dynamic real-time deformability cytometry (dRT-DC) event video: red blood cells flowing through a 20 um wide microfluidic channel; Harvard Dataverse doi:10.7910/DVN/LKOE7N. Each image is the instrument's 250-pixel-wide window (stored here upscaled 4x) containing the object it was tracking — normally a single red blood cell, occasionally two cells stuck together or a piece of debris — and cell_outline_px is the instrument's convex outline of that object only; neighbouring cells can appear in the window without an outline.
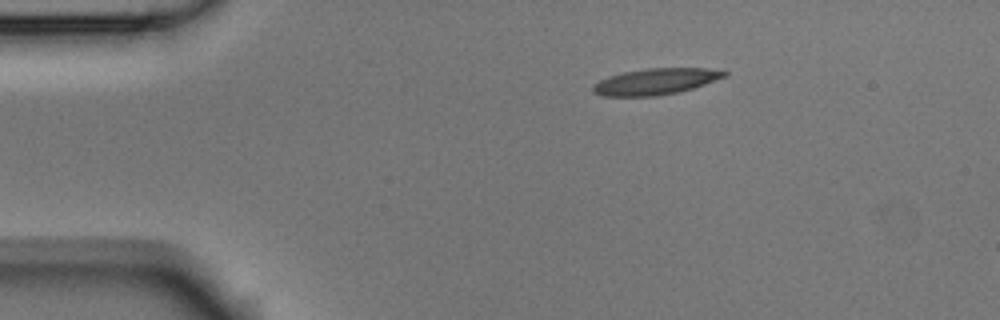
{"species": "Egyptian fruit bat (a non-hibernating species)", "species_latin": "Rousettus aegyptiacus", "temperature_condition": "room temperature", "stored_images_in_passage": 3, "camera_frame_rate_fps": 3000, "um_per_image_px": 0.085, "animal": {"sex": "male"}, "frame": {"image": 1, "passage_image": 1, "time_ms": 0.0, "image_size_px": [1000, 320], "cell_outline_px": [[728, 76], [692, 88], [676, 92], [656, 96], [604, 96], [592, 92], [592, 88], [600, 80], [608, 76], [624, 72], [648, 68], [708, 68], [728, 72]], "centroid_in_image_um": [55.74, 6.92], "position_along_channel_um": 29.3, "area_um2": 19.88}}